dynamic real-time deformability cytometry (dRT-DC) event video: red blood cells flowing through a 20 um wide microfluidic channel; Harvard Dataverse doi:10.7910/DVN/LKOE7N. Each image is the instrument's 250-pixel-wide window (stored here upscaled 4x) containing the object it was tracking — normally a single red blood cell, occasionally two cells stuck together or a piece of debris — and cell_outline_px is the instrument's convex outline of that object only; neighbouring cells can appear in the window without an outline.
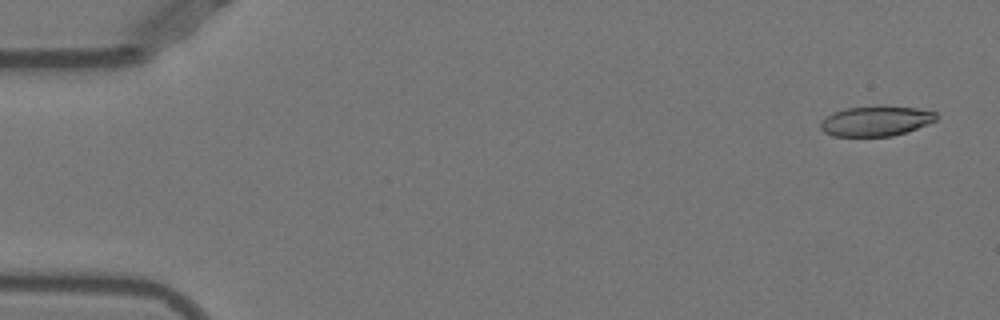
{"species": "Egyptian fruit bat (a non-hibernating species)", "species_latin": "Rousettus aegyptiacus", "temperature_condition": "warm", "stored_images_in_passage": 51, "camera_frame_rate_fps": 3000, "um_per_image_px": 0.085, "animal": {"sex": "female"}, "frame": {"image": 1, "passage_image": 2, "time_ms": 0.333, "image_size_px": [1000, 320], "cell_outline_px": [[940, 116], [936, 120], [928, 124], [892, 136], [832, 136], [824, 132], [820, 128], [820, 124], [832, 112], [848, 108], [880, 104], [916, 108], [936, 112]], "centroid_in_image_um": [74.48, 10.26], "position_along_channel_um": 10.5, "area_um2": 20.52}}
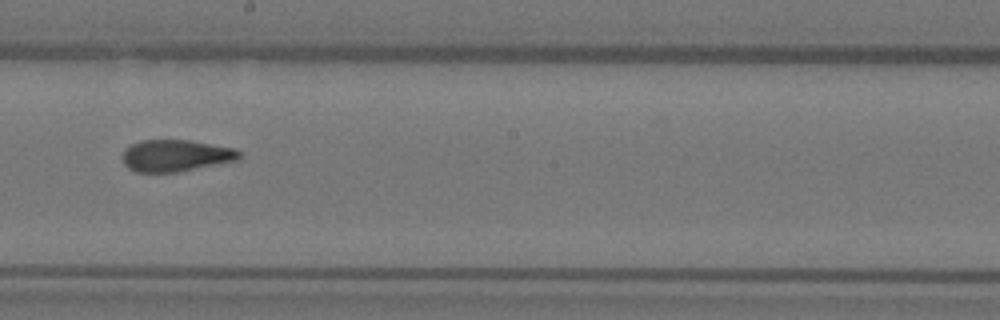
{"frame": {"image": 2, "passage_image": 29, "time_ms": 9.333, "image_size_px": [1000, 320], "cell_outline_px": [[240, 160], [176, 172], [136, 172], [128, 168], [124, 164], [120, 156], [124, 148], [128, 144], [140, 140], [188, 140], [236, 148], [240, 152]], "centroid_in_image_um": [14.89, 13.22], "position_along_channel_um": 233.3, "area_um2": 21.96}}
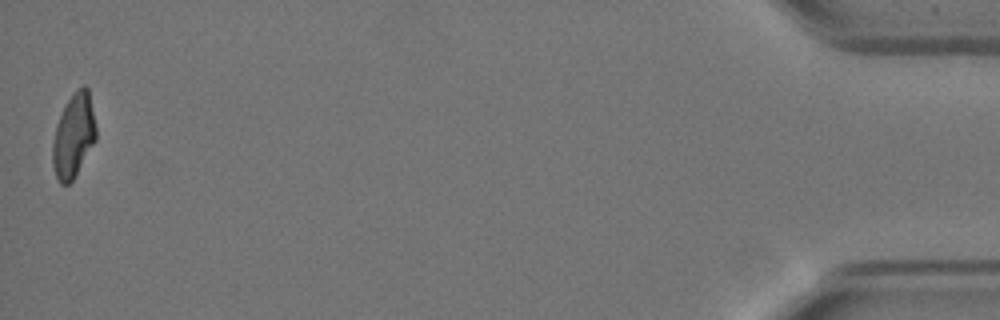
{"frame": {"image": 3, "passage_image": 51, "time_ms": 16.667, "image_size_px": [1000, 320], "cell_outline_px": [[96, 140], [72, 180], [68, 184], [60, 184], [56, 176], [52, 164], [52, 144], [56, 124], [68, 100], [84, 84], [88, 88], [96, 128]], "centroid_in_image_um": [6.24, 11.56], "position_along_channel_um": 429.0, "area_um2": 20.81}, "authors_computed_cell_mechanics": {"area_um2": 22.0796, "velocity_mm_per_s": 3.9376, "shape_relaxation_time_tau1_ms": null, "shape_relaxation_time_tau2_ms": 1.4498, "deformation_change_tau1": null, "deformation_change_tau2": 0.0965}}